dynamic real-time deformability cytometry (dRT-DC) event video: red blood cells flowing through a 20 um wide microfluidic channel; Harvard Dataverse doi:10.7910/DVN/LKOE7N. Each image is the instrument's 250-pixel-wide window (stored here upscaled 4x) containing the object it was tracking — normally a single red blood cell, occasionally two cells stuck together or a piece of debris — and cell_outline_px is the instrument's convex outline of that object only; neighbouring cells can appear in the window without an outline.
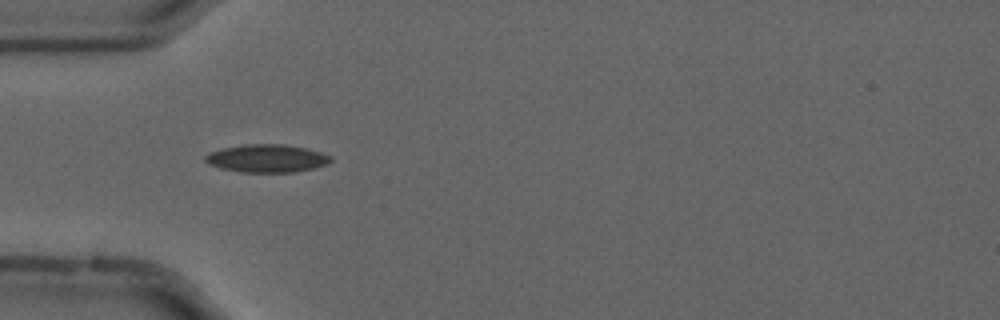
{"species": "common noctule bat (a hibernating species)", "species_latin": "Nyctalus noctula", "temperature_condition": "cold", "stored_images_in_passage": 45, "camera_frame_rate_fps": 3000, "um_per_image_px": 0.085, "animal": {"sex": "male", "forearm_length_mm": 52.5}, "frame": {"image": 1, "passage_image": 7, "time_ms": 2.0, "image_size_px": [1000, 320], "cell_outline_px": [[332, 160], [328, 164], [296, 172], [244, 172], [220, 168], [208, 164], [204, 160], [204, 156], [208, 152], [220, 148], [244, 144], [284, 144], [304, 148], [320, 152], [332, 156]], "centroid_in_image_um": [22.64, 13.45], "position_along_channel_um": 62.4, "area_um2": 20.52}}
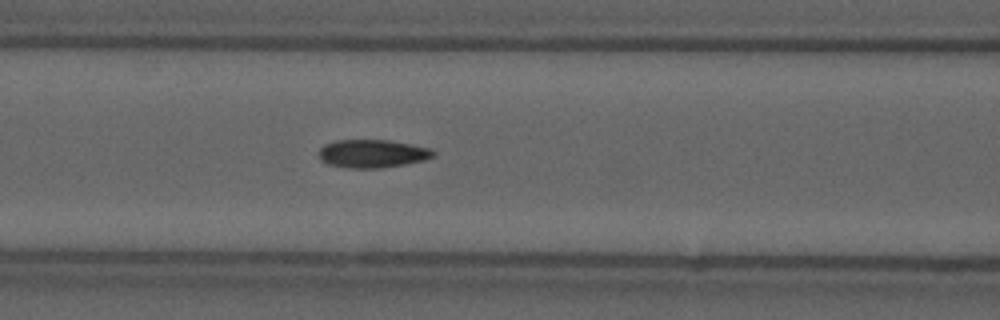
{"frame": {"image": 2, "passage_image": 13, "time_ms": 4.0, "image_size_px": [1000, 320], "cell_outline_px": [[436, 156], [424, 160], [404, 164], [380, 168], [348, 168], [328, 164], [320, 160], [320, 148], [324, 144], [336, 140], [388, 140], [412, 144], [432, 148], [436, 152]], "centroid_in_image_um": [31.69, 13.05], "position_along_channel_um": 134.9, "area_um2": 18.9}}
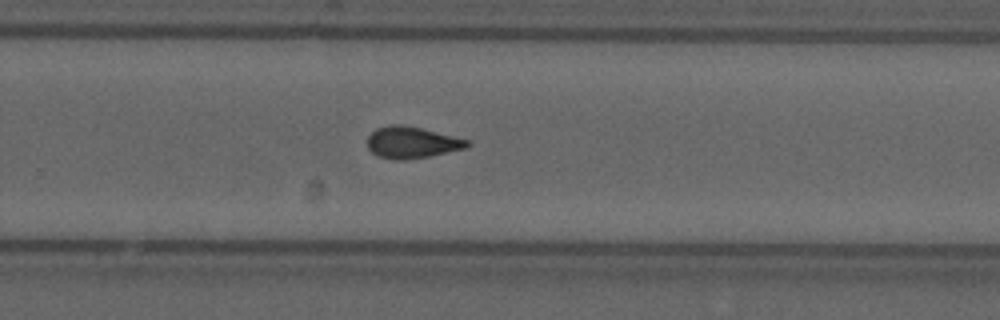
{"frame": {"image": 3, "passage_image": 26, "time_ms": 8.333, "image_size_px": [1000, 320], "cell_outline_px": [[472, 144], [468, 148], [428, 156], [404, 160], [392, 160], [376, 156], [368, 148], [368, 136], [376, 128], [392, 124], [400, 124], [420, 128], [468, 140]], "centroid_in_image_um": [34.99, 12.12], "position_along_channel_um": 294.8, "area_um2": 18.32}, "authors_computed_cell_mechanics": {"area_um2": 18.3226, "velocity_mm_per_s": 3.6933, "shape_relaxation_time_tau1_ms": 5.5748, "shape_relaxation_time_tau2_ms": 2.107, "deformation_change_tau1": 0.1536, "deformation_change_tau2": 0.0861}}